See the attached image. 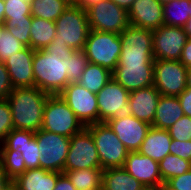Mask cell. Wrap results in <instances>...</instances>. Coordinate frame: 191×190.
Masks as SVG:
<instances>
[{
	"label": "cell",
	"mask_w": 191,
	"mask_h": 190,
	"mask_svg": "<svg viewBox=\"0 0 191 190\" xmlns=\"http://www.w3.org/2000/svg\"><path fill=\"white\" fill-rule=\"evenodd\" d=\"M48 95V93L35 86L13 88L7 97L12 114L13 128L34 132L40 130Z\"/></svg>",
	"instance_id": "cell-1"
},
{
	"label": "cell",
	"mask_w": 191,
	"mask_h": 190,
	"mask_svg": "<svg viewBox=\"0 0 191 190\" xmlns=\"http://www.w3.org/2000/svg\"><path fill=\"white\" fill-rule=\"evenodd\" d=\"M33 74L34 86L49 95L60 94L68 85L66 60L44 49L34 50Z\"/></svg>",
	"instance_id": "cell-2"
},
{
	"label": "cell",
	"mask_w": 191,
	"mask_h": 190,
	"mask_svg": "<svg viewBox=\"0 0 191 190\" xmlns=\"http://www.w3.org/2000/svg\"><path fill=\"white\" fill-rule=\"evenodd\" d=\"M56 34L52 42H61L74 50H83L90 31L86 10L69 5L56 19Z\"/></svg>",
	"instance_id": "cell-3"
},
{
	"label": "cell",
	"mask_w": 191,
	"mask_h": 190,
	"mask_svg": "<svg viewBox=\"0 0 191 190\" xmlns=\"http://www.w3.org/2000/svg\"><path fill=\"white\" fill-rule=\"evenodd\" d=\"M120 34L91 30L84 46V53L90 63L113 72L121 54Z\"/></svg>",
	"instance_id": "cell-4"
},
{
	"label": "cell",
	"mask_w": 191,
	"mask_h": 190,
	"mask_svg": "<svg viewBox=\"0 0 191 190\" xmlns=\"http://www.w3.org/2000/svg\"><path fill=\"white\" fill-rule=\"evenodd\" d=\"M84 128L85 126L59 94L48 95L43 110L42 130L72 137Z\"/></svg>",
	"instance_id": "cell-5"
},
{
	"label": "cell",
	"mask_w": 191,
	"mask_h": 190,
	"mask_svg": "<svg viewBox=\"0 0 191 190\" xmlns=\"http://www.w3.org/2000/svg\"><path fill=\"white\" fill-rule=\"evenodd\" d=\"M118 64H154L153 31L129 25L120 33Z\"/></svg>",
	"instance_id": "cell-6"
},
{
	"label": "cell",
	"mask_w": 191,
	"mask_h": 190,
	"mask_svg": "<svg viewBox=\"0 0 191 190\" xmlns=\"http://www.w3.org/2000/svg\"><path fill=\"white\" fill-rule=\"evenodd\" d=\"M94 140L102 170L123 167L128 155L127 148L106 122L86 126Z\"/></svg>",
	"instance_id": "cell-7"
},
{
	"label": "cell",
	"mask_w": 191,
	"mask_h": 190,
	"mask_svg": "<svg viewBox=\"0 0 191 190\" xmlns=\"http://www.w3.org/2000/svg\"><path fill=\"white\" fill-rule=\"evenodd\" d=\"M91 30L120 34L130 25L128 11L111 0H102L86 10Z\"/></svg>",
	"instance_id": "cell-8"
},
{
	"label": "cell",
	"mask_w": 191,
	"mask_h": 190,
	"mask_svg": "<svg viewBox=\"0 0 191 190\" xmlns=\"http://www.w3.org/2000/svg\"><path fill=\"white\" fill-rule=\"evenodd\" d=\"M40 152V168L63 173L70 137H65L46 130L35 132Z\"/></svg>",
	"instance_id": "cell-9"
},
{
	"label": "cell",
	"mask_w": 191,
	"mask_h": 190,
	"mask_svg": "<svg viewBox=\"0 0 191 190\" xmlns=\"http://www.w3.org/2000/svg\"><path fill=\"white\" fill-rule=\"evenodd\" d=\"M187 70L179 60H154L153 86L161 95L178 97L187 87Z\"/></svg>",
	"instance_id": "cell-10"
},
{
	"label": "cell",
	"mask_w": 191,
	"mask_h": 190,
	"mask_svg": "<svg viewBox=\"0 0 191 190\" xmlns=\"http://www.w3.org/2000/svg\"><path fill=\"white\" fill-rule=\"evenodd\" d=\"M87 168H100V160L91 132L85 127L70 137L63 173Z\"/></svg>",
	"instance_id": "cell-11"
},
{
	"label": "cell",
	"mask_w": 191,
	"mask_h": 190,
	"mask_svg": "<svg viewBox=\"0 0 191 190\" xmlns=\"http://www.w3.org/2000/svg\"><path fill=\"white\" fill-rule=\"evenodd\" d=\"M86 127L99 122L98 101L95 93L77 83H69L59 94Z\"/></svg>",
	"instance_id": "cell-12"
},
{
	"label": "cell",
	"mask_w": 191,
	"mask_h": 190,
	"mask_svg": "<svg viewBox=\"0 0 191 190\" xmlns=\"http://www.w3.org/2000/svg\"><path fill=\"white\" fill-rule=\"evenodd\" d=\"M188 37L183 27L163 25L153 30L154 60H180Z\"/></svg>",
	"instance_id": "cell-13"
},
{
	"label": "cell",
	"mask_w": 191,
	"mask_h": 190,
	"mask_svg": "<svg viewBox=\"0 0 191 190\" xmlns=\"http://www.w3.org/2000/svg\"><path fill=\"white\" fill-rule=\"evenodd\" d=\"M129 152L138 151L152 125L125 113L106 122Z\"/></svg>",
	"instance_id": "cell-14"
},
{
	"label": "cell",
	"mask_w": 191,
	"mask_h": 190,
	"mask_svg": "<svg viewBox=\"0 0 191 190\" xmlns=\"http://www.w3.org/2000/svg\"><path fill=\"white\" fill-rule=\"evenodd\" d=\"M129 95L124 87L114 79L109 81L97 94L99 122L125 114L128 109Z\"/></svg>",
	"instance_id": "cell-15"
},
{
	"label": "cell",
	"mask_w": 191,
	"mask_h": 190,
	"mask_svg": "<svg viewBox=\"0 0 191 190\" xmlns=\"http://www.w3.org/2000/svg\"><path fill=\"white\" fill-rule=\"evenodd\" d=\"M0 150L22 152L26 170L40 168V152L34 131L12 129L0 143Z\"/></svg>",
	"instance_id": "cell-16"
},
{
	"label": "cell",
	"mask_w": 191,
	"mask_h": 190,
	"mask_svg": "<svg viewBox=\"0 0 191 190\" xmlns=\"http://www.w3.org/2000/svg\"><path fill=\"white\" fill-rule=\"evenodd\" d=\"M112 76L128 92L153 86L154 64H118Z\"/></svg>",
	"instance_id": "cell-17"
},
{
	"label": "cell",
	"mask_w": 191,
	"mask_h": 190,
	"mask_svg": "<svg viewBox=\"0 0 191 190\" xmlns=\"http://www.w3.org/2000/svg\"><path fill=\"white\" fill-rule=\"evenodd\" d=\"M130 25L156 30L164 25L163 3L161 0H135L128 10Z\"/></svg>",
	"instance_id": "cell-18"
},
{
	"label": "cell",
	"mask_w": 191,
	"mask_h": 190,
	"mask_svg": "<svg viewBox=\"0 0 191 190\" xmlns=\"http://www.w3.org/2000/svg\"><path fill=\"white\" fill-rule=\"evenodd\" d=\"M123 168L144 186L164 184L159 163L138 151L128 152Z\"/></svg>",
	"instance_id": "cell-19"
},
{
	"label": "cell",
	"mask_w": 191,
	"mask_h": 190,
	"mask_svg": "<svg viewBox=\"0 0 191 190\" xmlns=\"http://www.w3.org/2000/svg\"><path fill=\"white\" fill-rule=\"evenodd\" d=\"M33 56L34 50L25 47L5 61L13 88L34 87Z\"/></svg>",
	"instance_id": "cell-20"
},
{
	"label": "cell",
	"mask_w": 191,
	"mask_h": 190,
	"mask_svg": "<svg viewBox=\"0 0 191 190\" xmlns=\"http://www.w3.org/2000/svg\"><path fill=\"white\" fill-rule=\"evenodd\" d=\"M160 96V92L154 86L131 91L126 113L152 125Z\"/></svg>",
	"instance_id": "cell-21"
},
{
	"label": "cell",
	"mask_w": 191,
	"mask_h": 190,
	"mask_svg": "<svg viewBox=\"0 0 191 190\" xmlns=\"http://www.w3.org/2000/svg\"><path fill=\"white\" fill-rule=\"evenodd\" d=\"M62 173L43 168L25 170L12 181L14 190H53Z\"/></svg>",
	"instance_id": "cell-22"
},
{
	"label": "cell",
	"mask_w": 191,
	"mask_h": 190,
	"mask_svg": "<svg viewBox=\"0 0 191 190\" xmlns=\"http://www.w3.org/2000/svg\"><path fill=\"white\" fill-rule=\"evenodd\" d=\"M171 141L172 138L168 130L151 126L138 152L159 163L166 155L170 154Z\"/></svg>",
	"instance_id": "cell-23"
},
{
	"label": "cell",
	"mask_w": 191,
	"mask_h": 190,
	"mask_svg": "<svg viewBox=\"0 0 191 190\" xmlns=\"http://www.w3.org/2000/svg\"><path fill=\"white\" fill-rule=\"evenodd\" d=\"M184 116L178 97L161 95L155 111L152 127L168 130Z\"/></svg>",
	"instance_id": "cell-24"
},
{
	"label": "cell",
	"mask_w": 191,
	"mask_h": 190,
	"mask_svg": "<svg viewBox=\"0 0 191 190\" xmlns=\"http://www.w3.org/2000/svg\"><path fill=\"white\" fill-rule=\"evenodd\" d=\"M143 186L123 167L108 168L102 172V190H141Z\"/></svg>",
	"instance_id": "cell-25"
},
{
	"label": "cell",
	"mask_w": 191,
	"mask_h": 190,
	"mask_svg": "<svg viewBox=\"0 0 191 190\" xmlns=\"http://www.w3.org/2000/svg\"><path fill=\"white\" fill-rule=\"evenodd\" d=\"M56 34L55 22L32 16L30 28V48L33 50L45 49Z\"/></svg>",
	"instance_id": "cell-26"
},
{
	"label": "cell",
	"mask_w": 191,
	"mask_h": 190,
	"mask_svg": "<svg viewBox=\"0 0 191 190\" xmlns=\"http://www.w3.org/2000/svg\"><path fill=\"white\" fill-rule=\"evenodd\" d=\"M112 79L110 70L89 62L78 83L90 92L97 94Z\"/></svg>",
	"instance_id": "cell-27"
},
{
	"label": "cell",
	"mask_w": 191,
	"mask_h": 190,
	"mask_svg": "<svg viewBox=\"0 0 191 190\" xmlns=\"http://www.w3.org/2000/svg\"><path fill=\"white\" fill-rule=\"evenodd\" d=\"M102 172L101 168H87L65 174L77 190H102Z\"/></svg>",
	"instance_id": "cell-28"
},
{
	"label": "cell",
	"mask_w": 191,
	"mask_h": 190,
	"mask_svg": "<svg viewBox=\"0 0 191 190\" xmlns=\"http://www.w3.org/2000/svg\"><path fill=\"white\" fill-rule=\"evenodd\" d=\"M189 0H171L163 3L164 24L183 27L189 20Z\"/></svg>",
	"instance_id": "cell-29"
},
{
	"label": "cell",
	"mask_w": 191,
	"mask_h": 190,
	"mask_svg": "<svg viewBox=\"0 0 191 190\" xmlns=\"http://www.w3.org/2000/svg\"><path fill=\"white\" fill-rule=\"evenodd\" d=\"M31 15L55 22L56 19L68 8L64 0H30Z\"/></svg>",
	"instance_id": "cell-30"
},
{
	"label": "cell",
	"mask_w": 191,
	"mask_h": 190,
	"mask_svg": "<svg viewBox=\"0 0 191 190\" xmlns=\"http://www.w3.org/2000/svg\"><path fill=\"white\" fill-rule=\"evenodd\" d=\"M0 165L10 182L26 170L22 152L16 150H0Z\"/></svg>",
	"instance_id": "cell-31"
},
{
	"label": "cell",
	"mask_w": 191,
	"mask_h": 190,
	"mask_svg": "<svg viewBox=\"0 0 191 190\" xmlns=\"http://www.w3.org/2000/svg\"><path fill=\"white\" fill-rule=\"evenodd\" d=\"M159 170L163 183L190 171V161L179 156L168 154L159 162Z\"/></svg>",
	"instance_id": "cell-32"
},
{
	"label": "cell",
	"mask_w": 191,
	"mask_h": 190,
	"mask_svg": "<svg viewBox=\"0 0 191 190\" xmlns=\"http://www.w3.org/2000/svg\"><path fill=\"white\" fill-rule=\"evenodd\" d=\"M89 61L83 50H74L70 59L66 60V73L68 84L80 81L82 73Z\"/></svg>",
	"instance_id": "cell-33"
},
{
	"label": "cell",
	"mask_w": 191,
	"mask_h": 190,
	"mask_svg": "<svg viewBox=\"0 0 191 190\" xmlns=\"http://www.w3.org/2000/svg\"><path fill=\"white\" fill-rule=\"evenodd\" d=\"M5 21H20L32 18L30 0H4Z\"/></svg>",
	"instance_id": "cell-34"
},
{
	"label": "cell",
	"mask_w": 191,
	"mask_h": 190,
	"mask_svg": "<svg viewBox=\"0 0 191 190\" xmlns=\"http://www.w3.org/2000/svg\"><path fill=\"white\" fill-rule=\"evenodd\" d=\"M32 18L20 21H5V28L24 46L30 47V28Z\"/></svg>",
	"instance_id": "cell-35"
},
{
	"label": "cell",
	"mask_w": 191,
	"mask_h": 190,
	"mask_svg": "<svg viewBox=\"0 0 191 190\" xmlns=\"http://www.w3.org/2000/svg\"><path fill=\"white\" fill-rule=\"evenodd\" d=\"M25 47L26 46L5 29L2 37L0 38V62L5 63L10 56L23 50Z\"/></svg>",
	"instance_id": "cell-36"
},
{
	"label": "cell",
	"mask_w": 191,
	"mask_h": 190,
	"mask_svg": "<svg viewBox=\"0 0 191 190\" xmlns=\"http://www.w3.org/2000/svg\"><path fill=\"white\" fill-rule=\"evenodd\" d=\"M168 132L172 139L191 140V117L184 115L168 129Z\"/></svg>",
	"instance_id": "cell-37"
},
{
	"label": "cell",
	"mask_w": 191,
	"mask_h": 190,
	"mask_svg": "<svg viewBox=\"0 0 191 190\" xmlns=\"http://www.w3.org/2000/svg\"><path fill=\"white\" fill-rule=\"evenodd\" d=\"M13 128L11 109L7 99H0V143Z\"/></svg>",
	"instance_id": "cell-38"
},
{
	"label": "cell",
	"mask_w": 191,
	"mask_h": 190,
	"mask_svg": "<svg viewBox=\"0 0 191 190\" xmlns=\"http://www.w3.org/2000/svg\"><path fill=\"white\" fill-rule=\"evenodd\" d=\"M169 147H170V154L191 161V140L179 141L172 139Z\"/></svg>",
	"instance_id": "cell-39"
},
{
	"label": "cell",
	"mask_w": 191,
	"mask_h": 190,
	"mask_svg": "<svg viewBox=\"0 0 191 190\" xmlns=\"http://www.w3.org/2000/svg\"><path fill=\"white\" fill-rule=\"evenodd\" d=\"M164 184L172 190H191V171L173 177Z\"/></svg>",
	"instance_id": "cell-40"
},
{
	"label": "cell",
	"mask_w": 191,
	"mask_h": 190,
	"mask_svg": "<svg viewBox=\"0 0 191 190\" xmlns=\"http://www.w3.org/2000/svg\"><path fill=\"white\" fill-rule=\"evenodd\" d=\"M13 90L12 82L4 63L0 62V99H7Z\"/></svg>",
	"instance_id": "cell-41"
},
{
	"label": "cell",
	"mask_w": 191,
	"mask_h": 190,
	"mask_svg": "<svg viewBox=\"0 0 191 190\" xmlns=\"http://www.w3.org/2000/svg\"><path fill=\"white\" fill-rule=\"evenodd\" d=\"M44 50L52 56H61L62 60L70 59V56L74 51V49L70 48L66 44H62L61 42H51V44H49Z\"/></svg>",
	"instance_id": "cell-42"
},
{
	"label": "cell",
	"mask_w": 191,
	"mask_h": 190,
	"mask_svg": "<svg viewBox=\"0 0 191 190\" xmlns=\"http://www.w3.org/2000/svg\"><path fill=\"white\" fill-rule=\"evenodd\" d=\"M184 115L191 117V87L186 89L178 96Z\"/></svg>",
	"instance_id": "cell-43"
},
{
	"label": "cell",
	"mask_w": 191,
	"mask_h": 190,
	"mask_svg": "<svg viewBox=\"0 0 191 190\" xmlns=\"http://www.w3.org/2000/svg\"><path fill=\"white\" fill-rule=\"evenodd\" d=\"M53 190H77L72 184L69 177L62 173L56 181L55 188Z\"/></svg>",
	"instance_id": "cell-44"
},
{
	"label": "cell",
	"mask_w": 191,
	"mask_h": 190,
	"mask_svg": "<svg viewBox=\"0 0 191 190\" xmlns=\"http://www.w3.org/2000/svg\"><path fill=\"white\" fill-rule=\"evenodd\" d=\"M186 68H191V39L188 38L179 60Z\"/></svg>",
	"instance_id": "cell-45"
},
{
	"label": "cell",
	"mask_w": 191,
	"mask_h": 190,
	"mask_svg": "<svg viewBox=\"0 0 191 190\" xmlns=\"http://www.w3.org/2000/svg\"><path fill=\"white\" fill-rule=\"evenodd\" d=\"M102 0H80V2L77 4L79 7H81L83 10H87L92 5L98 3Z\"/></svg>",
	"instance_id": "cell-46"
},
{
	"label": "cell",
	"mask_w": 191,
	"mask_h": 190,
	"mask_svg": "<svg viewBox=\"0 0 191 190\" xmlns=\"http://www.w3.org/2000/svg\"><path fill=\"white\" fill-rule=\"evenodd\" d=\"M111 1H113L118 6L124 8L128 11L135 0H111Z\"/></svg>",
	"instance_id": "cell-47"
},
{
	"label": "cell",
	"mask_w": 191,
	"mask_h": 190,
	"mask_svg": "<svg viewBox=\"0 0 191 190\" xmlns=\"http://www.w3.org/2000/svg\"><path fill=\"white\" fill-rule=\"evenodd\" d=\"M4 11H5V2L4 0H0V24H5Z\"/></svg>",
	"instance_id": "cell-48"
},
{
	"label": "cell",
	"mask_w": 191,
	"mask_h": 190,
	"mask_svg": "<svg viewBox=\"0 0 191 190\" xmlns=\"http://www.w3.org/2000/svg\"><path fill=\"white\" fill-rule=\"evenodd\" d=\"M8 182L9 180L7 179L6 175L2 171L1 165H0V189H2Z\"/></svg>",
	"instance_id": "cell-49"
},
{
	"label": "cell",
	"mask_w": 191,
	"mask_h": 190,
	"mask_svg": "<svg viewBox=\"0 0 191 190\" xmlns=\"http://www.w3.org/2000/svg\"><path fill=\"white\" fill-rule=\"evenodd\" d=\"M185 33L187 34V37L191 39V20H188L186 24L183 26Z\"/></svg>",
	"instance_id": "cell-50"
},
{
	"label": "cell",
	"mask_w": 191,
	"mask_h": 190,
	"mask_svg": "<svg viewBox=\"0 0 191 190\" xmlns=\"http://www.w3.org/2000/svg\"><path fill=\"white\" fill-rule=\"evenodd\" d=\"M141 190H163V184L154 186H143Z\"/></svg>",
	"instance_id": "cell-51"
},
{
	"label": "cell",
	"mask_w": 191,
	"mask_h": 190,
	"mask_svg": "<svg viewBox=\"0 0 191 190\" xmlns=\"http://www.w3.org/2000/svg\"><path fill=\"white\" fill-rule=\"evenodd\" d=\"M187 87H191V68L187 70Z\"/></svg>",
	"instance_id": "cell-52"
},
{
	"label": "cell",
	"mask_w": 191,
	"mask_h": 190,
	"mask_svg": "<svg viewBox=\"0 0 191 190\" xmlns=\"http://www.w3.org/2000/svg\"><path fill=\"white\" fill-rule=\"evenodd\" d=\"M0 190H14V186L12 182H8L2 189Z\"/></svg>",
	"instance_id": "cell-53"
},
{
	"label": "cell",
	"mask_w": 191,
	"mask_h": 190,
	"mask_svg": "<svg viewBox=\"0 0 191 190\" xmlns=\"http://www.w3.org/2000/svg\"><path fill=\"white\" fill-rule=\"evenodd\" d=\"M66 1L69 5H77L80 0H64Z\"/></svg>",
	"instance_id": "cell-54"
},
{
	"label": "cell",
	"mask_w": 191,
	"mask_h": 190,
	"mask_svg": "<svg viewBox=\"0 0 191 190\" xmlns=\"http://www.w3.org/2000/svg\"><path fill=\"white\" fill-rule=\"evenodd\" d=\"M5 29V24H0V38L2 37V34L4 33Z\"/></svg>",
	"instance_id": "cell-55"
},
{
	"label": "cell",
	"mask_w": 191,
	"mask_h": 190,
	"mask_svg": "<svg viewBox=\"0 0 191 190\" xmlns=\"http://www.w3.org/2000/svg\"><path fill=\"white\" fill-rule=\"evenodd\" d=\"M189 5H190L189 20H191V0H189Z\"/></svg>",
	"instance_id": "cell-56"
},
{
	"label": "cell",
	"mask_w": 191,
	"mask_h": 190,
	"mask_svg": "<svg viewBox=\"0 0 191 190\" xmlns=\"http://www.w3.org/2000/svg\"><path fill=\"white\" fill-rule=\"evenodd\" d=\"M163 190H172V189L168 188L165 184H163Z\"/></svg>",
	"instance_id": "cell-57"
},
{
	"label": "cell",
	"mask_w": 191,
	"mask_h": 190,
	"mask_svg": "<svg viewBox=\"0 0 191 190\" xmlns=\"http://www.w3.org/2000/svg\"><path fill=\"white\" fill-rule=\"evenodd\" d=\"M161 1H162V3H166V2H169L171 0H161Z\"/></svg>",
	"instance_id": "cell-58"
}]
</instances>
